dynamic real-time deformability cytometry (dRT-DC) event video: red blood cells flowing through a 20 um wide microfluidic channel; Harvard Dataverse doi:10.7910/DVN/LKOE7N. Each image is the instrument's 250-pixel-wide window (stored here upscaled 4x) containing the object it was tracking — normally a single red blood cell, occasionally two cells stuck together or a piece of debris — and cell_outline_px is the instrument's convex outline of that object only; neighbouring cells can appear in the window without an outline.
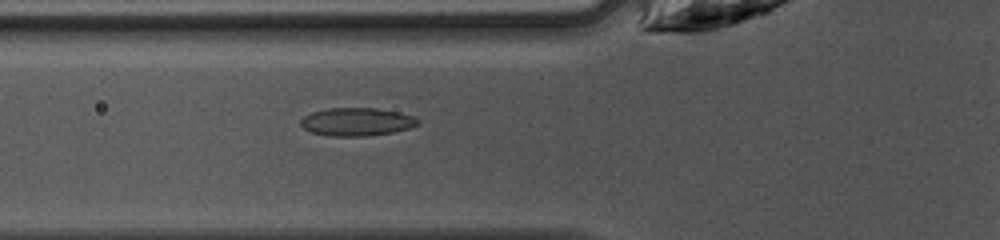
{"species": "common noctule bat (a hibernating species)", "species_latin": "Nyctalus noctula", "temperature_condition": "warm", "stored_images_in_passage": 48, "camera_frame_rate_fps": 3000, "um_per_image_px": 0.085, "animal": {"sex": "female", "body_mass_g": 10.0, "forearm_length_mm": 53.1}, "frame": {"image": 1, "passage_image": 18, "time_ms": 5.667, "image_size_px": [1000, 240], "cell_outline_px": [[420, 124], [408, 128], [392, 132], [368, 136], [332, 136], [312, 132], [304, 128], [300, 124], [300, 120], [304, 116], [312, 112], [328, 108], [376, 108], [400, 112], [412, 116], [420, 120]], "centroid_in_image_um": [30.33, 10.35], "position_along_channel_um": 95.5, "area_um2": 19.13}}
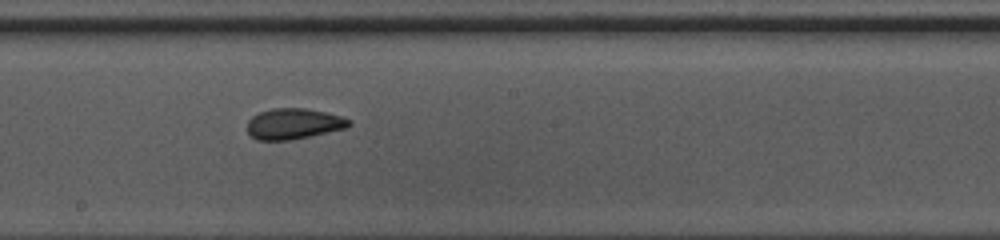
{"frame": {"image": 2, "passage_image": 27, "time_ms": 8.667, "image_size_px": [1000, 240], "cell_outline_px": [[352, 124], [348, 128], [292, 140], [256, 140], [248, 132], [248, 120], [252, 116], [260, 112], [272, 108], [304, 108], [344, 116], [352, 120]], "centroid_in_image_um": [25.01, 10.52], "position_along_channel_um": 223.2, "area_um2": 18.44}}
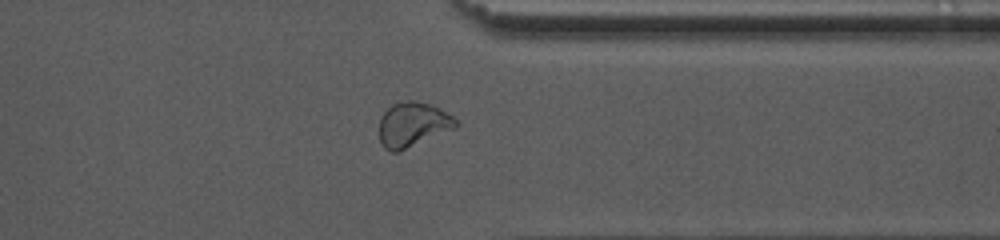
{"frame": {"image": 3, "passage_image": 38, "time_ms": 12.333, "image_size_px": [1000, 240], "cell_outline_px": [[460, 124], [456, 128], [396, 152], [392, 152], [384, 148], [380, 140], [380, 116], [392, 104], [408, 100], [416, 100], [432, 104], [440, 108], [452, 116]], "centroid_in_image_um": [35.1, 10.56], "position_along_channel_um": 376.3, "area_um2": 19.88}, "authors_computed_cell_mechanics": {"area_um2": 19.2474, "velocity_mm_per_s": 4.2269, "shape_relaxation_time_tau1_ms": null, "shape_relaxation_time_tau2_ms": 1.5409, "deformation_change_tau1": null, "deformation_change_tau2": 0.0649}}